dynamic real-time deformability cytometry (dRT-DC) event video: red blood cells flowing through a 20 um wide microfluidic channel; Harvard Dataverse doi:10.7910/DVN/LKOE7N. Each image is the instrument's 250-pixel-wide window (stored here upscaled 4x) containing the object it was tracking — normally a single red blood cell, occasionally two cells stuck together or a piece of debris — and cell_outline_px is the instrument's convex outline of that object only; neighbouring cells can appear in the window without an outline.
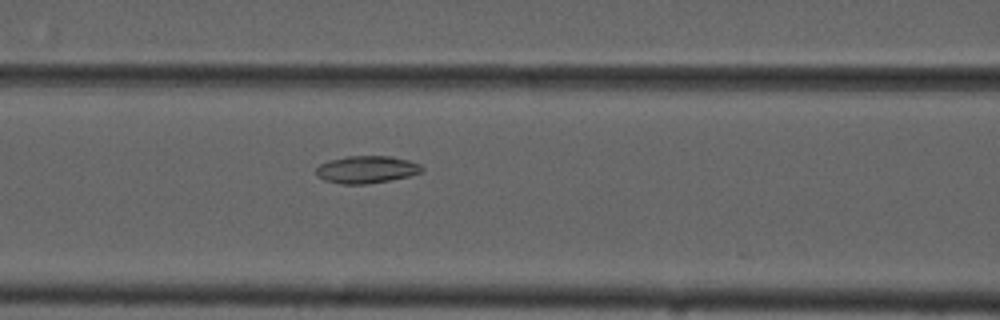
{"species": "common noctule bat (a hibernating species)", "species_latin": "Nyctalus noctula", "temperature_condition": "cold", "stored_images_in_passage": 15, "camera_frame_rate_fps": 3000, "um_per_image_px": 0.085, "animal": {"sex": "male", "forearm_length_mm": 52.5}, "frame": {"image": 1, "passage_image": 12, "time_ms": 3.667, "image_size_px": [1000, 320], "cell_outline_px": [[424, 168], [420, 172], [408, 176], [368, 184], [340, 184], [324, 180], [316, 172], [316, 168], [320, 164], [328, 160], [348, 156], [392, 156], [408, 160], [420, 164]], "centroid_in_image_um": [31.15, 14.4], "position_along_channel_um": 135.5, "area_um2": 16.76}}